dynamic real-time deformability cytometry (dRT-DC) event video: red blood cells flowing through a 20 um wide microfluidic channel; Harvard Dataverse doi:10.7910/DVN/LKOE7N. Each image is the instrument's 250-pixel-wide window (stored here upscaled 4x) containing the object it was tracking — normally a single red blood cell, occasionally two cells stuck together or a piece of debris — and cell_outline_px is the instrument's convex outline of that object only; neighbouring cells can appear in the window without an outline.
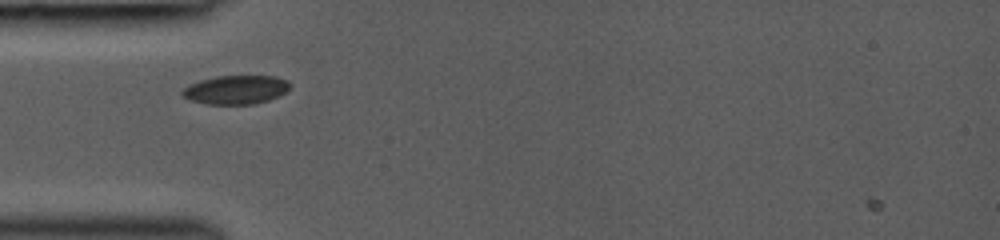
{"species": "common noctule bat (a hibernating species)", "species_latin": "Nyctalus noctula", "temperature_condition": "room temperature", "stored_images_in_passage": 24, "camera_frame_rate_fps": 3000, "um_per_image_px": 0.085, "animal": {"sex": "female", "body_mass_g": 19.0, "forearm_length_mm": 53.3}, "frame": {"image": 1, "passage_image": 2, "time_ms": 0.333, "image_size_px": [1000, 240], "cell_outline_px": [[292, 84], [284, 92], [268, 100], [252, 104], [208, 104], [188, 100], [180, 92], [184, 88], [200, 80], [216, 76], [276, 76], [288, 80]], "centroid_in_image_um": [20.04, 7.62], "position_along_channel_um": 65.0, "area_um2": 17.92}}
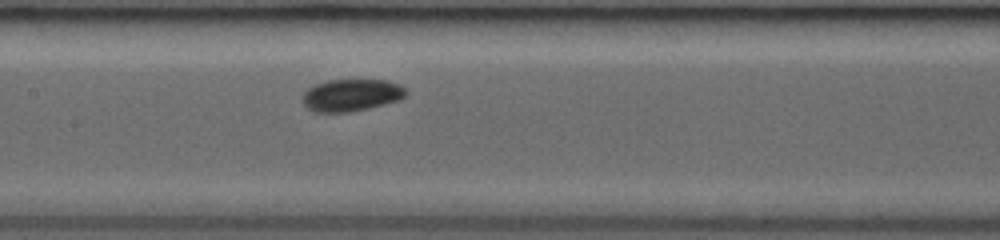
{"frame": {"image": 2, "passage_image": 11, "time_ms": 3.0, "image_size_px": [1000, 240], "cell_outline_px": [[408, 92], [400, 100], [368, 108], [348, 112], [312, 112], [304, 104], [300, 96], [308, 88], [316, 84], [328, 80], [388, 80], [400, 84]], "centroid_in_image_um": [29.85, 8.08], "position_along_channel_um": 177.6, "area_um2": 19.48}}
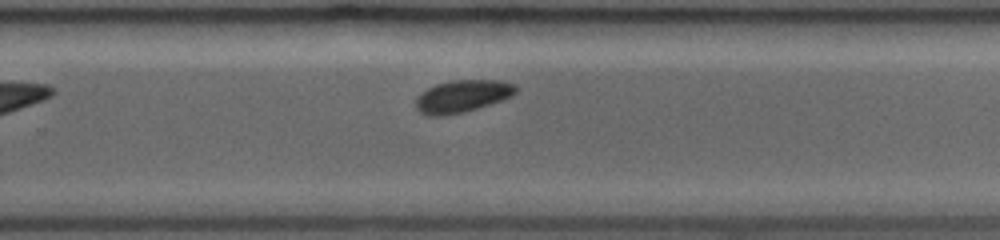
{"frame": {"image": 3, "passage_image": 20, "time_ms": 5.667, "image_size_px": [1000, 240], "cell_outline_px": [[516, 92], [512, 96], [476, 108], [444, 116], [428, 116], [420, 112], [416, 108], [416, 96], [420, 92], [436, 84], [448, 80], [504, 80], [516, 84]], "centroid_in_image_um": [39.27, 8.16], "position_along_channel_um": 290.5, "area_um2": 18.84}}